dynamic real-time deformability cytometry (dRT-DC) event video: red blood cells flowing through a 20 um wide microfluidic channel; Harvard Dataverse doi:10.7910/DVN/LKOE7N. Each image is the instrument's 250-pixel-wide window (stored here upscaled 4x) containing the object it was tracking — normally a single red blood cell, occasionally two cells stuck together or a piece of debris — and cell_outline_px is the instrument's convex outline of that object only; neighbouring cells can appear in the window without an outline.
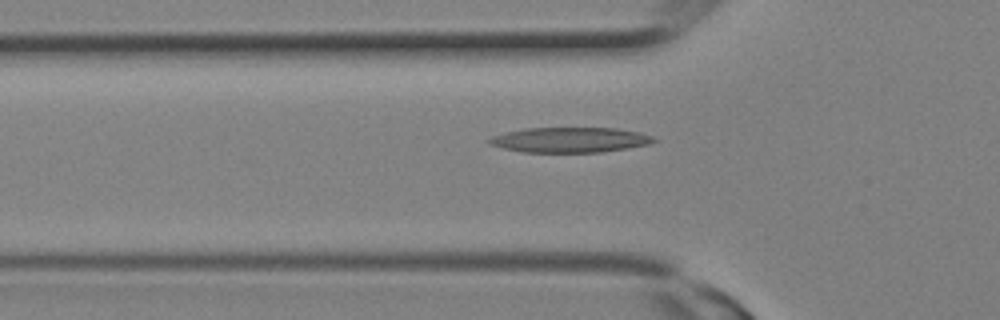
{"species": "Egyptian fruit bat (a non-hibernating species)", "species_latin": "Rousettus aegyptiacus", "temperature_condition": "room temperature", "stored_images_in_passage": 5, "camera_frame_rate_fps": 3000, "um_per_image_px": 0.085, "animal": {"sex": "female"}, "frame": {"image": 1, "passage_image": 5, "time_ms": 1.333, "image_size_px": [1000, 320], "cell_outline_px": [[656, 140], [648, 144], [628, 148], [600, 152], [520, 152], [504, 148], [492, 144], [488, 140], [492, 136], [524, 128], [616, 128], [640, 132], [652, 136]], "centroid_in_image_um": [48.47, 11.89], "position_along_channel_um": 77.3, "area_um2": 23.87}}